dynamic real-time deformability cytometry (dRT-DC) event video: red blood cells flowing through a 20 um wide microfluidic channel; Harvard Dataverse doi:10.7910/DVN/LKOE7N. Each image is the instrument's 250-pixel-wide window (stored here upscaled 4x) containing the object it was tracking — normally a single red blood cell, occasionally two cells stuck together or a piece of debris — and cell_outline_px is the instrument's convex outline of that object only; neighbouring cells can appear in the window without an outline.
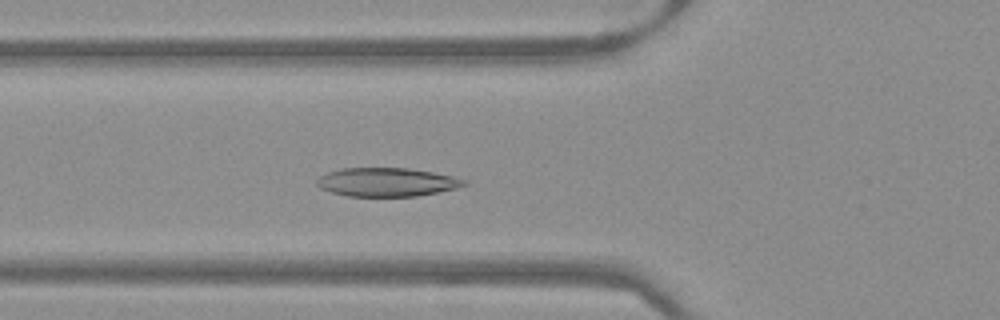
{"species": "Egyptian fruit bat (a non-hibernating species)", "species_latin": "Rousettus aegyptiacus", "temperature_condition": "warm", "stored_images_in_passage": 50, "camera_frame_rate_fps": 3000, "um_per_image_px": 0.085, "frame": {"image": 1, "passage_image": 17, "time_ms": 5.333, "image_size_px": [1000, 320], "cell_outline_px": [[468, 184], [456, 188], [416, 196], [348, 196], [332, 192], [320, 188], [316, 184], [316, 180], [320, 176], [328, 172], [340, 168], [408, 168], [432, 172], [452, 176], [468, 180]], "centroid_in_image_um": [32.87, 15.47], "position_along_channel_um": 92.9, "area_um2": 24.51}}
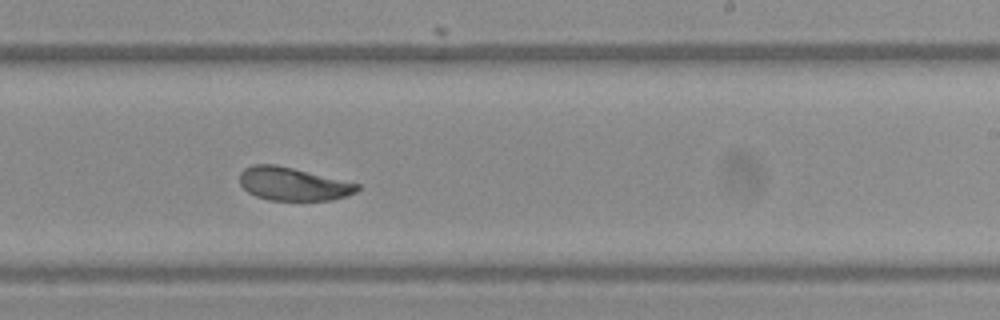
{"frame": {"image": 2, "passage_image": 30, "time_ms": 9.667, "image_size_px": [1000, 320], "cell_outline_px": [[360, 188], [356, 192], [332, 200], [268, 200], [256, 196], [248, 192], [240, 184], [240, 172], [244, 168], [252, 164], [276, 164], [360, 184]], "centroid_in_image_um": [24.88, 15.63], "position_along_channel_um": 264.1, "area_um2": 22.66}}
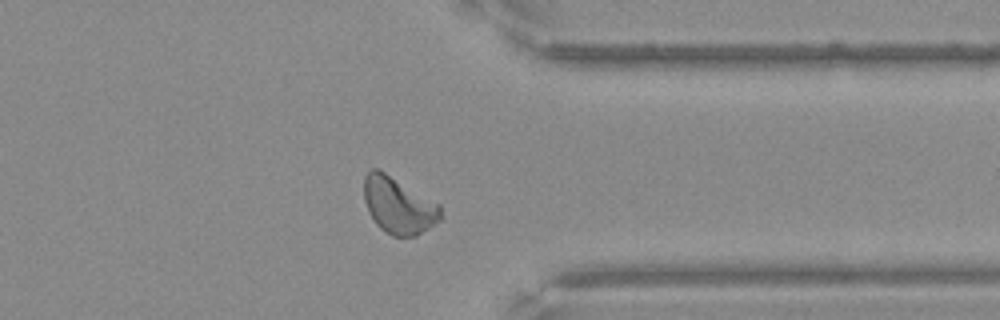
{"frame": {"image": 3, "passage_image": 39, "time_ms": 12.667, "image_size_px": [1000, 320], "cell_outline_px": [[444, 216], [440, 220], [416, 236], [392, 236], [380, 228], [376, 224], [368, 212], [364, 200], [364, 176], [372, 168], [376, 168], [384, 172], [440, 204]], "centroid_in_image_um": [33.88, 17.47], "position_along_channel_um": 377.5, "area_um2": 25.2}}